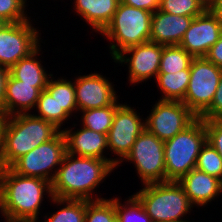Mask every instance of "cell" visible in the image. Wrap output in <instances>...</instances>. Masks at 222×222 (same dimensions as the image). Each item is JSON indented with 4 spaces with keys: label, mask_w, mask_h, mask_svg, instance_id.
<instances>
[{
    "label": "cell",
    "mask_w": 222,
    "mask_h": 222,
    "mask_svg": "<svg viewBox=\"0 0 222 222\" xmlns=\"http://www.w3.org/2000/svg\"><path fill=\"white\" fill-rule=\"evenodd\" d=\"M193 56L180 45L163 46L159 73L178 72L190 69Z\"/></svg>",
    "instance_id": "cell-26"
},
{
    "label": "cell",
    "mask_w": 222,
    "mask_h": 222,
    "mask_svg": "<svg viewBox=\"0 0 222 222\" xmlns=\"http://www.w3.org/2000/svg\"><path fill=\"white\" fill-rule=\"evenodd\" d=\"M152 15L150 11L119 3L111 22L100 33L110 41L113 60L127 48L150 41Z\"/></svg>",
    "instance_id": "cell-4"
},
{
    "label": "cell",
    "mask_w": 222,
    "mask_h": 222,
    "mask_svg": "<svg viewBox=\"0 0 222 222\" xmlns=\"http://www.w3.org/2000/svg\"><path fill=\"white\" fill-rule=\"evenodd\" d=\"M193 19L156 10L151 19L150 41L163 46L179 45Z\"/></svg>",
    "instance_id": "cell-19"
},
{
    "label": "cell",
    "mask_w": 222,
    "mask_h": 222,
    "mask_svg": "<svg viewBox=\"0 0 222 222\" xmlns=\"http://www.w3.org/2000/svg\"><path fill=\"white\" fill-rule=\"evenodd\" d=\"M196 118L182 101L158 100L145 118V127L165 142L184 130Z\"/></svg>",
    "instance_id": "cell-12"
},
{
    "label": "cell",
    "mask_w": 222,
    "mask_h": 222,
    "mask_svg": "<svg viewBox=\"0 0 222 222\" xmlns=\"http://www.w3.org/2000/svg\"><path fill=\"white\" fill-rule=\"evenodd\" d=\"M120 105L111 104L103 108L79 111L82 114L79 125L102 134H108L115 111Z\"/></svg>",
    "instance_id": "cell-25"
},
{
    "label": "cell",
    "mask_w": 222,
    "mask_h": 222,
    "mask_svg": "<svg viewBox=\"0 0 222 222\" xmlns=\"http://www.w3.org/2000/svg\"><path fill=\"white\" fill-rule=\"evenodd\" d=\"M9 69L0 66V109L2 110L5 98L6 84L9 78Z\"/></svg>",
    "instance_id": "cell-37"
},
{
    "label": "cell",
    "mask_w": 222,
    "mask_h": 222,
    "mask_svg": "<svg viewBox=\"0 0 222 222\" xmlns=\"http://www.w3.org/2000/svg\"><path fill=\"white\" fill-rule=\"evenodd\" d=\"M195 168L222 180V158L208 142L201 148Z\"/></svg>",
    "instance_id": "cell-30"
},
{
    "label": "cell",
    "mask_w": 222,
    "mask_h": 222,
    "mask_svg": "<svg viewBox=\"0 0 222 222\" xmlns=\"http://www.w3.org/2000/svg\"><path fill=\"white\" fill-rule=\"evenodd\" d=\"M27 0H0V18L6 23H19L29 20Z\"/></svg>",
    "instance_id": "cell-32"
},
{
    "label": "cell",
    "mask_w": 222,
    "mask_h": 222,
    "mask_svg": "<svg viewBox=\"0 0 222 222\" xmlns=\"http://www.w3.org/2000/svg\"><path fill=\"white\" fill-rule=\"evenodd\" d=\"M133 163L142 185L166 181L164 141L145 129L122 162Z\"/></svg>",
    "instance_id": "cell-8"
},
{
    "label": "cell",
    "mask_w": 222,
    "mask_h": 222,
    "mask_svg": "<svg viewBox=\"0 0 222 222\" xmlns=\"http://www.w3.org/2000/svg\"><path fill=\"white\" fill-rule=\"evenodd\" d=\"M46 86L47 84H27L9 75L2 111L7 116L31 113V110L36 108L39 95Z\"/></svg>",
    "instance_id": "cell-18"
},
{
    "label": "cell",
    "mask_w": 222,
    "mask_h": 222,
    "mask_svg": "<svg viewBox=\"0 0 222 222\" xmlns=\"http://www.w3.org/2000/svg\"><path fill=\"white\" fill-rule=\"evenodd\" d=\"M162 52L163 45L148 41L127 48L113 62L128 66V81L131 85L142 84L152 77L157 78Z\"/></svg>",
    "instance_id": "cell-13"
},
{
    "label": "cell",
    "mask_w": 222,
    "mask_h": 222,
    "mask_svg": "<svg viewBox=\"0 0 222 222\" xmlns=\"http://www.w3.org/2000/svg\"><path fill=\"white\" fill-rule=\"evenodd\" d=\"M143 119L140 113L126 102L116 109L107 134L108 150L117 156L114 158L115 168L131 151L137 137L146 129Z\"/></svg>",
    "instance_id": "cell-11"
},
{
    "label": "cell",
    "mask_w": 222,
    "mask_h": 222,
    "mask_svg": "<svg viewBox=\"0 0 222 222\" xmlns=\"http://www.w3.org/2000/svg\"><path fill=\"white\" fill-rule=\"evenodd\" d=\"M207 142L222 158V119L205 120Z\"/></svg>",
    "instance_id": "cell-33"
},
{
    "label": "cell",
    "mask_w": 222,
    "mask_h": 222,
    "mask_svg": "<svg viewBox=\"0 0 222 222\" xmlns=\"http://www.w3.org/2000/svg\"><path fill=\"white\" fill-rule=\"evenodd\" d=\"M189 218H187L186 220H183V221H165V222H191V221H189L188 220ZM152 222H154V221H152ZM164 222V221H163ZM192 222H194V221H192Z\"/></svg>",
    "instance_id": "cell-42"
},
{
    "label": "cell",
    "mask_w": 222,
    "mask_h": 222,
    "mask_svg": "<svg viewBox=\"0 0 222 222\" xmlns=\"http://www.w3.org/2000/svg\"><path fill=\"white\" fill-rule=\"evenodd\" d=\"M69 80L64 77H59L57 80L52 75L47 83L45 90L55 99L58 103L59 111H66L70 116L77 117L78 114L74 80Z\"/></svg>",
    "instance_id": "cell-23"
},
{
    "label": "cell",
    "mask_w": 222,
    "mask_h": 222,
    "mask_svg": "<svg viewBox=\"0 0 222 222\" xmlns=\"http://www.w3.org/2000/svg\"><path fill=\"white\" fill-rule=\"evenodd\" d=\"M40 45L29 56L19 60L9 69V74L17 80L27 84H47L53 73H48L46 67L42 65L41 59L38 57L43 54ZM41 47V48H40ZM40 54V55H39Z\"/></svg>",
    "instance_id": "cell-21"
},
{
    "label": "cell",
    "mask_w": 222,
    "mask_h": 222,
    "mask_svg": "<svg viewBox=\"0 0 222 222\" xmlns=\"http://www.w3.org/2000/svg\"><path fill=\"white\" fill-rule=\"evenodd\" d=\"M205 57L217 67L222 69V33L218 41L210 48Z\"/></svg>",
    "instance_id": "cell-36"
},
{
    "label": "cell",
    "mask_w": 222,
    "mask_h": 222,
    "mask_svg": "<svg viewBox=\"0 0 222 222\" xmlns=\"http://www.w3.org/2000/svg\"><path fill=\"white\" fill-rule=\"evenodd\" d=\"M222 69L206 57H194L190 80L182 102L199 117L210 105L218 88Z\"/></svg>",
    "instance_id": "cell-9"
},
{
    "label": "cell",
    "mask_w": 222,
    "mask_h": 222,
    "mask_svg": "<svg viewBox=\"0 0 222 222\" xmlns=\"http://www.w3.org/2000/svg\"><path fill=\"white\" fill-rule=\"evenodd\" d=\"M39 31L30 19L4 24L0 29V66L10 69L35 51L43 43Z\"/></svg>",
    "instance_id": "cell-10"
},
{
    "label": "cell",
    "mask_w": 222,
    "mask_h": 222,
    "mask_svg": "<svg viewBox=\"0 0 222 222\" xmlns=\"http://www.w3.org/2000/svg\"><path fill=\"white\" fill-rule=\"evenodd\" d=\"M199 117L203 120L222 119V75L211 105Z\"/></svg>",
    "instance_id": "cell-34"
},
{
    "label": "cell",
    "mask_w": 222,
    "mask_h": 222,
    "mask_svg": "<svg viewBox=\"0 0 222 222\" xmlns=\"http://www.w3.org/2000/svg\"><path fill=\"white\" fill-rule=\"evenodd\" d=\"M76 130L73 126L72 128L65 127L62 129L66 139L67 153L75 156L108 160L114 166V157L108 158L104 154L108 150L107 134H102L83 126Z\"/></svg>",
    "instance_id": "cell-16"
},
{
    "label": "cell",
    "mask_w": 222,
    "mask_h": 222,
    "mask_svg": "<svg viewBox=\"0 0 222 222\" xmlns=\"http://www.w3.org/2000/svg\"><path fill=\"white\" fill-rule=\"evenodd\" d=\"M210 11L222 22V0H214Z\"/></svg>",
    "instance_id": "cell-38"
},
{
    "label": "cell",
    "mask_w": 222,
    "mask_h": 222,
    "mask_svg": "<svg viewBox=\"0 0 222 222\" xmlns=\"http://www.w3.org/2000/svg\"><path fill=\"white\" fill-rule=\"evenodd\" d=\"M74 14L100 34L111 22L120 0H73Z\"/></svg>",
    "instance_id": "cell-20"
},
{
    "label": "cell",
    "mask_w": 222,
    "mask_h": 222,
    "mask_svg": "<svg viewBox=\"0 0 222 222\" xmlns=\"http://www.w3.org/2000/svg\"><path fill=\"white\" fill-rule=\"evenodd\" d=\"M221 33L222 22L210 10H205L193 19L179 45L193 57H205Z\"/></svg>",
    "instance_id": "cell-15"
},
{
    "label": "cell",
    "mask_w": 222,
    "mask_h": 222,
    "mask_svg": "<svg viewBox=\"0 0 222 222\" xmlns=\"http://www.w3.org/2000/svg\"><path fill=\"white\" fill-rule=\"evenodd\" d=\"M105 76L98 72L76 76L74 87L78 111L122 104L118 101L115 85Z\"/></svg>",
    "instance_id": "cell-14"
},
{
    "label": "cell",
    "mask_w": 222,
    "mask_h": 222,
    "mask_svg": "<svg viewBox=\"0 0 222 222\" xmlns=\"http://www.w3.org/2000/svg\"><path fill=\"white\" fill-rule=\"evenodd\" d=\"M53 204L59 206L57 212L51 215L45 214L43 222H84L86 212V200L51 198ZM62 206V207H61Z\"/></svg>",
    "instance_id": "cell-24"
},
{
    "label": "cell",
    "mask_w": 222,
    "mask_h": 222,
    "mask_svg": "<svg viewBox=\"0 0 222 222\" xmlns=\"http://www.w3.org/2000/svg\"><path fill=\"white\" fill-rule=\"evenodd\" d=\"M84 222H117L114 198L86 200Z\"/></svg>",
    "instance_id": "cell-29"
},
{
    "label": "cell",
    "mask_w": 222,
    "mask_h": 222,
    "mask_svg": "<svg viewBox=\"0 0 222 222\" xmlns=\"http://www.w3.org/2000/svg\"><path fill=\"white\" fill-rule=\"evenodd\" d=\"M44 197L49 200L53 198L49 181L16 174L10 168H0V213L2 215L39 220Z\"/></svg>",
    "instance_id": "cell-2"
},
{
    "label": "cell",
    "mask_w": 222,
    "mask_h": 222,
    "mask_svg": "<svg viewBox=\"0 0 222 222\" xmlns=\"http://www.w3.org/2000/svg\"><path fill=\"white\" fill-rule=\"evenodd\" d=\"M4 24H6V22L0 18V29L3 27Z\"/></svg>",
    "instance_id": "cell-43"
},
{
    "label": "cell",
    "mask_w": 222,
    "mask_h": 222,
    "mask_svg": "<svg viewBox=\"0 0 222 222\" xmlns=\"http://www.w3.org/2000/svg\"><path fill=\"white\" fill-rule=\"evenodd\" d=\"M207 142L205 120L197 117L189 126L164 142L166 181H178L196 167Z\"/></svg>",
    "instance_id": "cell-6"
},
{
    "label": "cell",
    "mask_w": 222,
    "mask_h": 222,
    "mask_svg": "<svg viewBox=\"0 0 222 222\" xmlns=\"http://www.w3.org/2000/svg\"><path fill=\"white\" fill-rule=\"evenodd\" d=\"M32 113L7 117L0 152V168H9L18 158L53 139L61 131L53 123Z\"/></svg>",
    "instance_id": "cell-3"
},
{
    "label": "cell",
    "mask_w": 222,
    "mask_h": 222,
    "mask_svg": "<svg viewBox=\"0 0 222 222\" xmlns=\"http://www.w3.org/2000/svg\"><path fill=\"white\" fill-rule=\"evenodd\" d=\"M2 218L5 220L4 222H40L34 218H14L6 215H1Z\"/></svg>",
    "instance_id": "cell-40"
},
{
    "label": "cell",
    "mask_w": 222,
    "mask_h": 222,
    "mask_svg": "<svg viewBox=\"0 0 222 222\" xmlns=\"http://www.w3.org/2000/svg\"><path fill=\"white\" fill-rule=\"evenodd\" d=\"M115 169L108 160L75 156L66 152L51 183L52 195L59 199H103L98 194L94 196V193H97L99 185Z\"/></svg>",
    "instance_id": "cell-1"
},
{
    "label": "cell",
    "mask_w": 222,
    "mask_h": 222,
    "mask_svg": "<svg viewBox=\"0 0 222 222\" xmlns=\"http://www.w3.org/2000/svg\"><path fill=\"white\" fill-rule=\"evenodd\" d=\"M35 109L37 111L34 114L35 116L53 123L61 131L65 125L63 123H66L71 118L66 111H59L58 103L46 90L41 91Z\"/></svg>",
    "instance_id": "cell-27"
},
{
    "label": "cell",
    "mask_w": 222,
    "mask_h": 222,
    "mask_svg": "<svg viewBox=\"0 0 222 222\" xmlns=\"http://www.w3.org/2000/svg\"><path fill=\"white\" fill-rule=\"evenodd\" d=\"M204 10H210L214 4V0H196Z\"/></svg>",
    "instance_id": "cell-41"
},
{
    "label": "cell",
    "mask_w": 222,
    "mask_h": 222,
    "mask_svg": "<svg viewBox=\"0 0 222 222\" xmlns=\"http://www.w3.org/2000/svg\"><path fill=\"white\" fill-rule=\"evenodd\" d=\"M66 152V139L60 131L53 139L18 158L9 168L16 174L39 177L52 183Z\"/></svg>",
    "instance_id": "cell-7"
},
{
    "label": "cell",
    "mask_w": 222,
    "mask_h": 222,
    "mask_svg": "<svg viewBox=\"0 0 222 222\" xmlns=\"http://www.w3.org/2000/svg\"><path fill=\"white\" fill-rule=\"evenodd\" d=\"M188 196L190 202L199 207H206L222 194V180L197 168L192 169L177 181Z\"/></svg>",
    "instance_id": "cell-17"
},
{
    "label": "cell",
    "mask_w": 222,
    "mask_h": 222,
    "mask_svg": "<svg viewBox=\"0 0 222 222\" xmlns=\"http://www.w3.org/2000/svg\"><path fill=\"white\" fill-rule=\"evenodd\" d=\"M7 115L0 109V152L3 144V131L7 120Z\"/></svg>",
    "instance_id": "cell-39"
},
{
    "label": "cell",
    "mask_w": 222,
    "mask_h": 222,
    "mask_svg": "<svg viewBox=\"0 0 222 222\" xmlns=\"http://www.w3.org/2000/svg\"><path fill=\"white\" fill-rule=\"evenodd\" d=\"M126 199L122 203L119 197H114L117 222H152L151 217L134 194Z\"/></svg>",
    "instance_id": "cell-28"
},
{
    "label": "cell",
    "mask_w": 222,
    "mask_h": 222,
    "mask_svg": "<svg viewBox=\"0 0 222 222\" xmlns=\"http://www.w3.org/2000/svg\"><path fill=\"white\" fill-rule=\"evenodd\" d=\"M142 186L143 188L134 195L154 222L183 221L195 207L177 181L149 183Z\"/></svg>",
    "instance_id": "cell-5"
},
{
    "label": "cell",
    "mask_w": 222,
    "mask_h": 222,
    "mask_svg": "<svg viewBox=\"0 0 222 222\" xmlns=\"http://www.w3.org/2000/svg\"><path fill=\"white\" fill-rule=\"evenodd\" d=\"M159 10L173 15L194 18L205 11L196 0H160Z\"/></svg>",
    "instance_id": "cell-31"
},
{
    "label": "cell",
    "mask_w": 222,
    "mask_h": 222,
    "mask_svg": "<svg viewBox=\"0 0 222 222\" xmlns=\"http://www.w3.org/2000/svg\"><path fill=\"white\" fill-rule=\"evenodd\" d=\"M121 3L154 13L159 9L160 0H120Z\"/></svg>",
    "instance_id": "cell-35"
},
{
    "label": "cell",
    "mask_w": 222,
    "mask_h": 222,
    "mask_svg": "<svg viewBox=\"0 0 222 222\" xmlns=\"http://www.w3.org/2000/svg\"><path fill=\"white\" fill-rule=\"evenodd\" d=\"M190 80V69L178 72L158 73L154 80L163 94L158 100L182 101Z\"/></svg>",
    "instance_id": "cell-22"
}]
</instances>
